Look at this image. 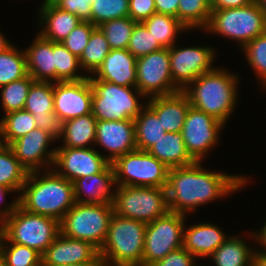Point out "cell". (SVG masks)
I'll return each instance as SVG.
<instances>
[{
  "instance_id": "484cf974",
  "label": "cell",
  "mask_w": 266,
  "mask_h": 266,
  "mask_svg": "<svg viewBox=\"0 0 266 266\" xmlns=\"http://www.w3.org/2000/svg\"><path fill=\"white\" fill-rule=\"evenodd\" d=\"M146 104L156 113L166 132H181L185 117L191 106L188 96L183 92L157 96L147 99Z\"/></svg>"
},
{
  "instance_id": "8fae6325",
  "label": "cell",
  "mask_w": 266,
  "mask_h": 266,
  "mask_svg": "<svg viewBox=\"0 0 266 266\" xmlns=\"http://www.w3.org/2000/svg\"><path fill=\"white\" fill-rule=\"evenodd\" d=\"M188 216L168 211L164 216L147 223L143 251V266L163 259L182 247L183 231Z\"/></svg>"
},
{
  "instance_id": "7a4b0ae2",
  "label": "cell",
  "mask_w": 266,
  "mask_h": 266,
  "mask_svg": "<svg viewBox=\"0 0 266 266\" xmlns=\"http://www.w3.org/2000/svg\"><path fill=\"white\" fill-rule=\"evenodd\" d=\"M241 75L216 66L191 82L183 92L193 108L213 116L224 125L238 107ZM233 113V114H232Z\"/></svg>"
},
{
  "instance_id": "b9f144b4",
  "label": "cell",
  "mask_w": 266,
  "mask_h": 266,
  "mask_svg": "<svg viewBox=\"0 0 266 266\" xmlns=\"http://www.w3.org/2000/svg\"><path fill=\"white\" fill-rule=\"evenodd\" d=\"M129 0H93L91 23L98 27L105 21L129 16Z\"/></svg>"
},
{
  "instance_id": "ffe728a7",
  "label": "cell",
  "mask_w": 266,
  "mask_h": 266,
  "mask_svg": "<svg viewBox=\"0 0 266 266\" xmlns=\"http://www.w3.org/2000/svg\"><path fill=\"white\" fill-rule=\"evenodd\" d=\"M42 266H63L88 261H102L99 249L92 243L62 235L44 251Z\"/></svg>"
},
{
  "instance_id": "60d3db41",
  "label": "cell",
  "mask_w": 266,
  "mask_h": 266,
  "mask_svg": "<svg viewBox=\"0 0 266 266\" xmlns=\"http://www.w3.org/2000/svg\"><path fill=\"white\" fill-rule=\"evenodd\" d=\"M136 21L129 16L103 22L98 28L112 49H127Z\"/></svg>"
},
{
  "instance_id": "836d02e7",
  "label": "cell",
  "mask_w": 266,
  "mask_h": 266,
  "mask_svg": "<svg viewBox=\"0 0 266 266\" xmlns=\"http://www.w3.org/2000/svg\"><path fill=\"white\" fill-rule=\"evenodd\" d=\"M210 0H179L177 19L189 30L203 31L211 15Z\"/></svg>"
},
{
  "instance_id": "f35d334b",
  "label": "cell",
  "mask_w": 266,
  "mask_h": 266,
  "mask_svg": "<svg viewBox=\"0 0 266 266\" xmlns=\"http://www.w3.org/2000/svg\"><path fill=\"white\" fill-rule=\"evenodd\" d=\"M34 81L30 75H27L0 87L2 115L24 109L29 89Z\"/></svg>"
},
{
  "instance_id": "681fc988",
  "label": "cell",
  "mask_w": 266,
  "mask_h": 266,
  "mask_svg": "<svg viewBox=\"0 0 266 266\" xmlns=\"http://www.w3.org/2000/svg\"><path fill=\"white\" fill-rule=\"evenodd\" d=\"M254 0H211V10H223L229 8H240L249 5Z\"/></svg>"
},
{
  "instance_id": "f1b7e54d",
  "label": "cell",
  "mask_w": 266,
  "mask_h": 266,
  "mask_svg": "<svg viewBox=\"0 0 266 266\" xmlns=\"http://www.w3.org/2000/svg\"><path fill=\"white\" fill-rule=\"evenodd\" d=\"M97 119L92 113L67 120L62 142L56 147L90 148L94 147L96 139Z\"/></svg>"
},
{
  "instance_id": "9a60e30c",
  "label": "cell",
  "mask_w": 266,
  "mask_h": 266,
  "mask_svg": "<svg viewBox=\"0 0 266 266\" xmlns=\"http://www.w3.org/2000/svg\"><path fill=\"white\" fill-rule=\"evenodd\" d=\"M53 83L34 81L26 98L24 110L32 113L36 128L47 132L56 143L63 138L67 120L54 113Z\"/></svg>"
},
{
  "instance_id": "4fadbf2b",
  "label": "cell",
  "mask_w": 266,
  "mask_h": 266,
  "mask_svg": "<svg viewBox=\"0 0 266 266\" xmlns=\"http://www.w3.org/2000/svg\"><path fill=\"white\" fill-rule=\"evenodd\" d=\"M225 126L213 116L190 106L181 131L189 155L196 162L206 161L220 143Z\"/></svg>"
},
{
  "instance_id": "f6af8a7d",
  "label": "cell",
  "mask_w": 266,
  "mask_h": 266,
  "mask_svg": "<svg viewBox=\"0 0 266 266\" xmlns=\"http://www.w3.org/2000/svg\"><path fill=\"white\" fill-rule=\"evenodd\" d=\"M93 0H59L55 5L76 15L82 22L91 23V4Z\"/></svg>"
},
{
  "instance_id": "ab89813d",
  "label": "cell",
  "mask_w": 266,
  "mask_h": 266,
  "mask_svg": "<svg viewBox=\"0 0 266 266\" xmlns=\"http://www.w3.org/2000/svg\"><path fill=\"white\" fill-rule=\"evenodd\" d=\"M0 261L4 266H42L40 253L16 243H0Z\"/></svg>"
},
{
  "instance_id": "816d5d0a",
  "label": "cell",
  "mask_w": 266,
  "mask_h": 266,
  "mask_svg": "<svg viewBox=\"0 0 266 266\" xmlns=\"http://www.w3.org/2000/svg\"><path fill=\"white\" fill-rule=\"evenodd\" d=\"M255 242V252L266 255V221L261 225L258 230H252ZM257 243V244H256ZM260 247H257V246Z\"/></svg>"
},
{
  "instance_id": "6da1fadb",
  "label": "cell",
  "mask_w": 266,
  "mask_h": 266,
  "mask_svg": "<svg viewBox=\"0 0 266 266\" xmlns=\"http://www.w3.org/2000/svg\"><path fill=\"white\" fill-rule=\"evenodd\" d=\"M203 163L169 169L166 185L169 211L190 216L201 206L229 198L252 184V175L209 170Z\"/></svg>"
},
{
  "instance_id": "8992f818",
  "label": "cell",
  "mask_w": 266,
  "mask_h": 266,
  "mask_svg": "<svg viewBox=\"0 0 266 266\" xmlns=\"http://www.w3.org/2000/svg\"><path fill=\"white\" fill-rule=\"evenodd\" d=\"M92 86V114L97 120H134L147 98L137 87H126L88 76ZM143 100V101H141Z\"/></svg>"
},
{
  "instance_id": "603a6c76",
  "label": "cell",
  "mask_w": 266,
  "mask_h": 266,
  "mask_svg": "<svg viewBox=\"0 0 266 266\" xmlns=\"http://www.w3.org/2000/svg\"><path fill=\"white\" fill-rule=\"evenodd\" d=\"M136 61L127 49H112L93 76L126 87H136Z\"/></svg>"
},
{
  "instance_id": "7c38bea8",
  "label": "cell",
  "mask_w": 266,
  "mask_h": 266,
  "mask_svg": "<svg viewBox=\"0 0 266 266\" xmlns=\"http://www.w3.org/2000/svg\"><path fill=\"white\" fill-rule=\"evenodd\" d=\"M180 46L176 43L169 48L170 70L173 83L183 91L200 75L217 66L219 51L211 45Z\"/></svg>"
},
{
  "instance_id": "d6a6232c",
  "label": "cell",
  "mask_w": 266,
  "mask_h": 266,
  "mask_svg": "<svg viewBox=\"0 0 266 266\" xmlns=\"http://www.w3.org/2000/svg\"><path fill=\"white\" fill-rule=\"evenodd\" d=\"M35 128L32 113L24 109L4 114L0 117V142L9 145Z\"/></svg>"
},
{
  "instance_id": "e0dca14e",
  "label": "cell",
  "mask_w": 266,
  "mask_h": 266,
  "mask_svg": "<svg viewBox=\"0 0 266 266\" xmlns=\"http://www.w3.org/2000/svg\"><path fill=\"white\" fill-rule=\"evenodd\" d=\"M52 143L56 145L47 132L35 128L10 143L9 147L28 172L46 171L52 169L54 163L57 148L52 147Z\"/></svg>"
},
{
  "instance_id": "d590c367",
  "label": "cell",
  "mask_w": 266,
  "mask_h": 266,
  "mask_svg": "<svg viewBox=\"0 0 266 266\" xmlns=\"http://www.w3.org/2000/svg\"><path fill=\"white\" fill-rule=\"evenodd\" d=\"M15 45L0 53V87L28 75L25 51Z\"/></svg>"
},
{
  "instance_id": "4dcf8cb0",
  "label": "cell",
  "mask_w": 266,
  "mask_h": 266,
  "mask_svg": "<svg viewBox=\"0 0 266 266\" xmlns=\"http://www.w3.org/2000/svg\"><path fill=\"white\" fill-rule=\"evenodd\" d=\"M136 147L148 151L166 133L156 113L146 104L134 119Z\"/></svg>"
},
{
  "instance_id": "4316f807",
  "label": "cell",
  "mask_w": 266,
  "mask_h": 266,
  "mask_svg": "<svg viewBox=\"0 0 266 266\" xmlns=\"http://www.w3.org/2000/svg\"><path fill=\"white\" fill-rule=\"evenodd\" d=\"M249 239L251 241L248 243ZM252 241H254L252 229L250 232L247 231L245 236L243 234V237L240 233L230 235L208 258L209 261L211 260L210 266L211 264H213L212 266H251L252 257L255 253V242Z\"/></svg>"
},
{
  "instance_id": "cb8c5ba5",
  "label": "cell",
  "mask_w": 266,
  "mask_h": 266,
  "mask_svg": "<svg viewBox=\"0 0 266 266\" xmlns=\"http://www.w3.org/2000/svg\"><path fill=\"white\" fill-rule=\"evenodd\" d=\"M38 33L52 42H62L68 34L81 22L74 14L60 9L52 3L43 2L38 5Z\"/></svg>"
},
{
  "instance_id": "ee69618b",
  "label": "cell",
  "mask_w": 266,
  "mask_h": 266,
  "mask_svg": "<svg viewBox=\"0 0 266 266\" xmlns=\"http://www.w3.org/2000/svg\"><path fill=\"white\" fill-rule=\"evenodd\" d=\"M96 28L90 22H80L69 34L62 40V44L75 56L80 58L87 46L92 31Z\"/></svg>"
},
{
  "instance_id": "5bb4252c",
  "label": "cell",
  "mask_w": 266,
  "mask_h": 266,
  "mask_svg": "<svg viewBox=\"0 0 266 266\" xmlns=\"http://www.w3.org/2000/svg\"><path fill=\"white\" fill-rule=\"evenodd\" d=\"M136 87L147 98L167 96L181 91L174 83L170 70L168 48L137 58Z\"/></svg>"
},
{
  "instance_id": "44dd1931",
  "label": "cell",
  "mask_w": 266,
  "mask_h": 266,
  "mask_svg": "<svg viewBox=\"0 0 266 266\" xmlns=\"http://www.w3.org/2000/svg\"><path fill=\"white\" fill-rule=\"evenodd\" d=\"M187 224V225H186ZM230 236L226 234L221 225L210 221H200L192 225L185 223L182 247L196 259L207 260L217 248Z\"/></svg>"
},
{
  "instance_id": "8d00e7d4",
  "label": "cell",
  "mask_w": 266,
  "mask_h": 266,
  "mask_svg": "<svg viewBox=\"0 0 266 266\" xmlns=\"http://www.w3.org/2000/svg\"><path fill=\"white\" fill-rule=\"evenodd\" d=\"M245 62L249 65L257 84L266 91V32L251 40L241 49ZM265 89V90H264Z\"/></svg>"
},
{
  "instance_id": "30bf717a",
  "label": "cell",
  "mask_w": 266,
  "mask_h": 266,
  "mask_svg": "<svg viewBox=\"0 0 266 266\" xmlns=\"http://www.w3.org/2000/svg\"><path fill=\"white\" fill-rule=\"evenodd\" d=\"M116 186L166 188L169 168L148 151L135 149L112 163Z\"/></svg>"
},
{
  "instance_id": "83f0119b",
  "label": "cell",
  "mask_w": 266,
  "mask_h": 266,
  "mask_svg": "<svg viewBox=\"0 0 266 266\" xmlns=\"http://www.w3.org/2000/svg\"><path fill=\"white\" fill-rule=\"evenodd\" d=\"M148 152L169 169L188 166L196 162L189 155L181 132H166Z\"/></svg>"
},
{
  "instance_id": "1f68e13d",
  "label": "cell",
  "mask_w": 266,
  "mask_h": 266,
  "mask_svg": "<svg viewBox=\"0 0 266 266\" xmlns=\"http://www.w3.org/2000/svg\"><path fill=\"white\" fill-rule=\"evenodd\" d=\"M28 174L9 145L0 142V184L12 189L19 196Z\"/></svg>"
},
{
  "instance_id": "ac0fdd59",
  "label": "cell",
  "mask_w": 266,
  "mask_h": 266,
  "mask_svg": "<svg viewBox=\"0 0 266 266\" xmlns=\"http://www.w3.org/2000/svg\"><path fill=\"white\" fill-rule=\"evenodd\" d=\"M98 146L102 151L97 149ZM94 147L111 164L118 157L137 149L134 120H97Z\"/></svg>"
},
{
  "instance_id": "f5cc1de1",
  "label": "cell",
  "mask_w": 266,
  "mask_h": 266,
  "mask_svg": "<svg viewBox=\"0 0 266 266\" xmlns=\"http://www.w3.org/2000/svg\"><path fill=\"white\" fill-rule=\"evenodd\" d=\"M251 266H266V255L255 252L252 257Z\"/></svg>"
},
{
  "instance_id": "52a82bcc",
  "label": "cell",
  "mask_w": 266,
  "mask_h": 266,
  "mask_svg": "<svg viewBox=\"0 0 266 266\" xmlns=\"http://www.w3.org/2000/svg\"><path fill=\"white\" fill-rule=\"evenodd\" d=\"M59 233V221L27 212L18 205L1 226L0 243L27 246L42 255Z\"/></svg>"
},
{
  "instance_id": "2e32d148",
  "label": "cell",
  "mask_w": 266,
  "mask_h": 266,
  "mask_svg": "<svg viewBox=\"0 0 266 266\" xmlns=\"http://www.w3.org/2000/svg\"><path fill=\"white\" fill-rule=\"evenodd\" d=\"M52 169L72 183L80 177L103 172L111 163L95 147H56Z\"/></svg>"
},
{
  "instance_id": "3957f363",
  "label": "cell",
  "mask_w": 266,
  "mask_h": 266,
  "mask_svg": "<svg viewBox=\"0 0 266 266\" xmlns=\"http://www.w3.org/2000/svg\"><path fill=\"white\" fill-rule=\"evenodd\" d=\"M75 203L73 183L53 169L29 172L18 196L22 209L59 222Z\"/></svg>"
},
{
  "instance_id": "680465c9",
  "label": "cell",
  "mask_w": 266,
  "mask_h": 266,
  "mask_svg": "<svg viewBox=\"0 0 266 266\" xmlns=\"http://www.w3.org/2000/svg\"><path fill=\"white\" fill-rule=\"evenodd\" d=\"M198 262H199V260L196 263H194L192 266H198L197 265ZM199 266H203V265L199 264Z\"/></svg>"
},
{
  "instance_id": "277c9868",
  "label": "cell",
  "mask_w": 266,
  "mask_h": 266,
  "mask_svg": "<svg viewBox=\"0 0 266 266\" xmlns=\"http://www.w3.org/2000/svg\"><path fill=\"white\" fill-rule=\"evenodd\" d=\"M147 224L114 213L99 255L104 266H143Z\"/></svg>"
},
{
  "instance_id": "c3c4849f",
  "label": "cell",
  "mask_w": 266,
  "mask_h": 266,
  "mask_svg": "<svg viewBox=\"0 0 266 266\" xmlns=\"http://www.w3.org/2000/svg\"><path fill=\"white\" fill-rule=\"evenodd\" d=\"M11 194H16L12 189H9L0 184V225L2 226L6 220L12 215L15 209L18 206V196H14L15 198L12 201L6 203L7 196ZM6 203V204H5ZM3 205V206H2Z\"/></svg>"
},
{
  "instance_id": "7402d4cb",
  "label": "cell",
  "mask_w": 266,
  "mask_h": 266,
  "mask_svg": "<svg viewBox=\"0 0 266 266\" xmlns=\"http://www.w3.org/2000/svg\"><path fill=\"white\" fill-rule=\"evenodd\" d=\"M73 185L75 202L113 204L116 182L112 164L103 172L78 178Z\"/></svg>"
},
{
  "instance_id": "f907efd6",
  "label": "cell",
  "mask_w": 266,
  "mask_h": 266,
  "mask_svg": "<svg viewBox=\"0 0 266 266\" xmlns=\"http://www.w3.org/2000/svg\"><path fill=\"white\" fill-rule=\"evenodd\" d=\"M157 13L177 18L179 0H154Z\"/></svg>"
},
{
  "instance_id": "d4e9b609",
  "label": "cell",
  "mask_w": 266,
  "mask_h": 266,
  "mask_svg": "<svg viewBox=\"0 0 266 266\" xmlns=\"http://www.w3.org/2000/svg\"><path fill=\"white\" fill-rule=\"evenodd\" d=\"M32 43L23 48L27 71L35 81L56 83L54 42L45 39L38 32Z\"/></svg>"
},
{
  "instance_id": "9f6ffc18",
  "label": "cell",
  "mask_w": 266,
  "mask_h": 266,
  "mask_svg": "<svg viewBox=\"0 0 266 266\" xmlns=\"http://www.w3.org/2000/svg\"><path fill=\"white\" fill-rule=\"evenodd\" d=\"M259 6V8L265 13L266 15V0H255Z\"/></svg>"
},
{
  "instance_id": "11a10c76",
  "label": "cell",
  "mask_w": 266,
  "mask_h": 266,
  "mask_svg": "<svg viewBox=\"0 0 266 266\" xmlns=\"http://www.w3.org/2000/svg\"><path fill=\"white\" fill-rule=\"evenodd\" d=\"M63 266H104L102 261H88L83 263L67 264Z\"/></svg>"
},
{
  "instance_id": "74e56055",
  "label": "cell",
  "mask_w": 266,
  "mask_h": 266,
  "mask_svg": "<svg viewBox=\"0 0 266 266\" xmlns=\"http://www.w3.org/2000/svg\"><path fill=\"white\" fill-rule=\"evenodd\" d=\"M56 82L79 81L88 78L81 69L79 58L72 54L61 42H54Z\"/></svg>"
},
{
  "instance_id": "f546056e",
  "label": "cell",
  "mask_w": 266,
  "mask_h": 266,
  "mask_svg": "<svg viewBox=\"0 0 266 266\" xmlns=\"http://www.w3.org/2000/svg\"><path fill=\"white\" fill-rule=\"evenodd\" d=\"M154 39L163 48H170L178 42L179 37L189 30L176 18L170 15L155 12L149 18L142 21ZM185 32V34H184Z\"/></svg>"
},
{
  "instance_id": "d6986e66",
  "label": "cell",
  "mask_w": 266,
  "mask_h": 266,
  "mask_svg": "<svg viewBox=\"0 0 266 266\" xmlns=\"http://www.w3.org/2000/svg\"><path fill=\"white\" fill-rule=\"evenodd\" d=\"M54 113L69 120L92 113V86L89 77L79 81L53 83Z\"/></svg>"
},
{
  "instance_id": "7dc6e473",
  "label": "cell",
  "mask_w": 266,
  "mask_h": 266,
  "mask_svg": "<svg viewBox=\"0 0 266 266\" xmlns=\"http://www.w3.org/2000/svg\"><path fill=\"white\" fill-rule=\"evenodd\" d=\"M129 17L142 22L156 12L154 0H129Z\"/></svg>"
},
{
  "instance_id": "bcb514c9",
  "label": "cell",
  "mask_w": 266,
  "mask_h": 266,
  "mask_svg": "<svg viewBox=\"0 0 266 266\" xmlns=\"http://www.w3.org/2000/svg\"><path fill=\"white\" fill-rule=\"evenodd\" d=\"M197 261L198 260L191 253L183 247H180L149 266H192Z\"/></svg>"
},
{
  "instance_id": "7bdbcfd3",
  "label": "cell",
  "mask_w": 266,
  "mask_h": 266,
  "mask_svg": "<svg viewBox=\"0 0 266 266\" xmlns=\"http://www.w3.org/2000/svg\"><path fill=\"white\" fill-rule=\"evenodd\" d=\"M163 48L142 22H136L127 50L136 58Z\"/></svg>"
},
{
  "instance_id": "5b68a950",
  "label": "cell",
  "mask_w": 266,
  "mask_h": 266,
  "mask_svg": "<svg viewBox=\"0 0 266 266\" xmlns=\"http://www.w3.org/2000/svg\"><path fill=\"white\" fill-rule=\"evenodd\" d=\"M211 11L208 25L201 33L231 39L240 50L266 32V15L255 0L244 7Z\"/></svg>"
},
{
  "instance_id": "ba28073f",
  "label": "cell",
  "mask_w": 266,
  "mask_h": 266,
  "mask_svg": "<svg viewBox=\"0 0 266 266\" xmlns=\"http://www.w3.org/2000/svg\"><path fill=\"white\" fill-rule=\"evenodd\" d=\"M113 214L112 204L76 202L59 222L60 233L73 239L88 241L100 250Z\"/></svg>"
},
{
  "instance_id": "6f0895ef",
  "label": "cell",
  "mask_w": 266,
  "mask_h": 266,
  "mask_svg": "<svg viewBox=\"0 0 266 266\" xmlns=\"http://www.w3.org/2000/svg\"><path fill=\"white\" fill-rule=\"evenodd\" d=\"M59 0H42V2H40L39 5H41L43 2H47V3H52V4H56Z\"/></svg>"
},
{
  "instance_id": "9c48e42d",
  "label": "cell",
  "mask_w": 266,
  "mask_h": 266,
  "mask_svg": "<svg viewBox=\"0 0 266 266\" xmlns=\"http://www.w3.org/2000/svg\"><path fill=\"white\" fill-rule=\"evenodd\" d=\"M112 205L117 215L146 224L169 211L166 188L157 187L116 186Z\"/></svg>"
},
{
  "instance_id": "e575fe53",
  "label": "cell",
  "mask_w": 266,
  "mask_h": 266,
  "mask_svg": "<svg viewBox=\"0 0 266 266\" xmlns=\"http://www.w3.org/2000/svg\"><path fill=\"white\" fill-rule=\"evenodd\" d=\"M110 51L111 48L103 32L96 27L92 31L87 46L79 58L81 69L87 76L93 75L102 65L104 58Z\"/></svg>"
},
{
  "instance_id": "db71d44e",
  "label": "cell",
  "mask_w": 266,
  "mask_h": 266,
  "mask_svg": "<svg viewBox=\"0 0 266 266\" xmlns=\"http://www.w3.org/2000/svg\"><path fill=\"white\" fill-rule=\"evenodd\" d=\"M12 44V41L0 29V53L7 50Z\"/></svg>"
}]
</instances>
